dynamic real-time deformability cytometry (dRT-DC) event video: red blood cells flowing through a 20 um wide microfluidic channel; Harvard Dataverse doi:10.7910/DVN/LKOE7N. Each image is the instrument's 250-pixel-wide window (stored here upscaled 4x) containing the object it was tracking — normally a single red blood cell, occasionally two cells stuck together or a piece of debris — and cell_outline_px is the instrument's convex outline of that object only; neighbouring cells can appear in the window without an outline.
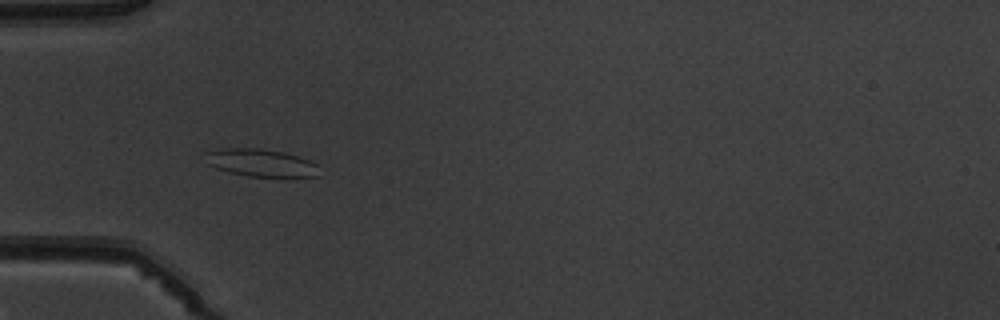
{"species": "common noctule bat (a hibernating species)", "species_latin": "Nyctalus noctula", "temperature_condition": "warm", "stored_images_in_passage": 5, "camera_frame_rate_fps": 3000, "um_per_image_px": 0.085, "animal": {"sex": "male", "body_mass_g": 19.5, "forearm_length_mm": 54.6}, "frame": {"image": 1, "passage_image": 5, "time_ms": 4.667, "image_size_px": [1000, 320], "cell_outline_px": [[320, 176], [248, 176], [228, 172], [216, 168], [208, 164], [204, 152], [224, 148], [260, 148], [284, 152], [308, 160], [316, 164]], "centroid_in_image_um": [22.13, 13.83], "position_along_channel_um": 62.9, "area_um2": 18.09}}